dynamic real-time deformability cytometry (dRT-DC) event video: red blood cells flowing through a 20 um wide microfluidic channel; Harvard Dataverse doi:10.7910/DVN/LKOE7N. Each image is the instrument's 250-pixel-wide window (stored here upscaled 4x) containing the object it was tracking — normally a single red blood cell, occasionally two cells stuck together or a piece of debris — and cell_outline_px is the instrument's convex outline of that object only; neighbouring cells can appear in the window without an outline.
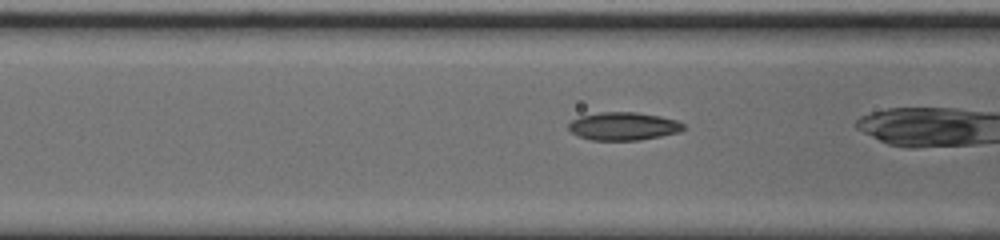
{"species": "common noctule bat (a hibernating species)", "species_latin": "Nyctalus noctula", "temperature_condition": "cold", "stored_images_in_passage": 18, "camera_frame_rate_fps": 3000, "um_per_image_px": 0.085, "animal": {"sex": "male", "body_mass_g": 20.0, "forearm_length_mm": 53.3}, "frame": {"image": 1, "passage_image": 15, "time_ms": 4.667, "image_size_px": [1000, 240], "cell_outline_px": [[684, 128], [680, 132], [640, 140], [592, 140], [580, 136], [572, 132], [568, 128], [568, 124], [572, 120], [580, 116], [600, 112], [636, 112], [660, 116], [676, 120], [684, 124]], "centroid_in_image_um": [52.99, 10.72], "position_along_channel_um": 113.6, "area_um2": 18.67}}